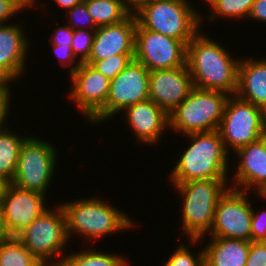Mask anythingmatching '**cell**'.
<instances>
[{"mask_svg": "<svg viewBox=\"0 0 266 266\" xmlns=\"http://www.w3.org/2000/svg\"><path fill=\"white\" fill-rule=\"evenodd\" d=\"M214 39L199 31L187 44L186 64L193 86L234 95L237 91L240 56L236 59Z\"/></svg>", "mask_w": 266, "mask_h": 266, "instance_id": "1", "label": "cell"}, {"mask_svg": "<svg viewBox=\"0 0 266 266\" xmlns=\"http://www.w3.org/2000/svg\"><path fill=\"white\" fill-rule=\"evenodd\" d=\"M188 147L181 152L170 172L171 183L187 181L228 179L230 155L218 130L184 135Z\"/></svg>", "mask_w": 266, "mask_h": 266, "instance_id": "2", "label": "cell"}, {"mask_svg": "<svg viewBox=\"0 0 266 266\" xmlns=\"http://www.w3.org/2000/svg\"><path fill=\"white\" fill-rule=\"evenodd\" d=\"M100 198L91 196L59 203L65 214L69 239L75 234L95 242L113 233L132 230L137 224L127 213Z\"/></svg>", "mask_w": 266, "mask_h": 266, "instance_id": "3", "label": "cell"}, {"mask_svg": "<svg viewBox=\"0 0 266 266\" xmlns=\"http://www.w3.org/2000/svg\"><path fill=\"white\" fill-rule=\"evenodd\" d=\"M229 180L212 179L171 183V186L177 190L174 192L183 198L181 200L183 209L180 210L182 211L180 215L182 216V233L178 235L179 239L184 233L187 239L196 246L209 234L218 200L230 187Z\"/></svg>", "mask_w": 266, "mask_h": 266, "instance_id": "4", "label": "cell"}, {"mask_svg": "<svg viewBox=\"0 0 266 266\" xmlns=\"http://www.w3.org/2000/svg\"><path fill=\"white\" fill-rule=\"evenodd\" d=\"M192 3L188 0L152 1L145 4L135 17L142 28L181 40L187 45L202 28L205 17Z\"/></svg>", "mask_w": 266, "mask_h": 266, "instance_id": "5", "label": "cell"}, {"mask_svg": "<svg viewBox=\"0 0 266 266\" xmlns=\"http://www.w3.org/2000/svg\"><path fill=\"white\" fill-rule=\"evenodd\" d=\"M229 94L193 88L169 114V130L182 135L218 130Z\"/></svg>", "mask_w": 266, "mask_h": 266, "instance_id": "6", "label": "cell"}, {"mask_svg": "<svg viewBox=\"0 0 266 266\" xmlns=\"http://www.w3.org/2000/svg\"><path fill=\"white\" fill-rule=\"evenodd\" d=\"M16 237L43 264L61 263L70 239L60 204L48 208Z\"/></svg>", "mask_w": 266, "mask_h": 266, "instance_id": "7", "label": "cell"}, {"mask_svg": "<svg viewBox=\"0 0 266 266\" xmlns=\"http://www.w3.org/2000/svg\"><path fill=\"white\" fill-rule=\"evenodd\" d=\"M37 137L27 135L23 141L14 179L11 183L21 189L37 191L46 195L55 178L59 152L51 142Z\"/></svg>", "mask_w": 266, "mask_h": 266, "instance_id": "8", "label": "cell"}, {"mask_svg": "<svg viewBox=\"0 0 266 266\" xmlns=\"http://www.w3.org/2000/svg\"><path fill=\"white\" fill-rule=\"evenodd\" d=\"M265 127L266 112L263 109L236 94L229 96L218 127L228 153L233 150L235 153L239 148L259 140Z\"/></svg>", "mask_w": 266, "mask_h": 266, "instance_id": "9", "label": "cell"}, {"mask_svg": "<svg viewBox=\"0 0 266 266\" xmlns=\"http://www.w3.org/2000/svg\"><path fill=\"white\" fill-rule=\"evenodd\" d=\"M149 73L142 63L133 59L110 80L105 106L88 123L101 124L119 115L126 107L149 99Z\"/></svg>", "mask_w": 266, "mask_h": 266, "instance_id": "10", "label": "cell"}, {"mask_svg": "<svg viewBox=\"0 0 266 266\" xmlns=\"http://www.w3.org/2000/svg\"><path fill=\"white\" fill-rule=\"evenodd\" d=\"M186 55L187 45L183 41L142 28L137 23L134 60L149 71L186 66Z\"/></svg>", "mask_w": 266, "mask_h": 266, "instance_id": "11", "label": "cell"}, {"mask_svg": "<svg viewBox=\"0 0 266 266\" xmlns=\"http://www.w3.org/2000/svg\"><path fill=\"white\" fill-rule=\"evenodd\" d=\"M249 192L229 187L220 197L208 237L251 241L252 202Z\"/></svg>", "mask_w": 266, "mask_h": 266, "instance_id": "12", "label": "cell"}, {"mask_svg": "<svg viewBox=\"0 0 266 266\" xmlns=\"http://www.w3.org/2000/svg\"><path fill=\"white\" fill-rule=\"evenodd\" d=\"M69 75L72 85L67 96L89 122L105 106L110 80L86 62Z\"/></svg>", "mask_w": 266, "mask_h": 266, "instance_id": "13", "label": "cell"}, {"mask_svg": "<svg viewBox=\"0 0 266 266\" xmlns=\"http://www.w3.org/2000/svg\"><path fill=\"white\" fill-rule=\"evenodd\" d=\"M46 197L40 192L21 189L10 183L0 205L12 236H17L49 208Z\"/></svg>", "mask_w": 266, "mask_h": 266, "instance_id": "14", "label": "cell"}, {"mask_svg": "<svg viewBox=\"0 0 266 266\" xmlns=\"http://www.w3.org/2000/svg\"><path fill=\"white\" fill-rule=\"evenodd\" d=\"M194 88L189 69L178 68L152 70L149 73V99L168 115L189 95Z\"/></svg>", "mask_w": 266, "mask_h": 266, "instance_id": "15", "label": "cell"}, {"mask_svg": "<svg viewBox=\"0 0 266 266\" xmlns=\"http://www.w3.org/2000/svg\"><path fill=\"white\" fill-rule=\"evenodd\" d=\"M122 113L124 123L134 132L136 141L143 145L162 142L160 139L169 131V115L150 99L128 106Z\"/></svg>", "mask_w": 266, "mask_h": 266, "instance_id": "16", "label": "cell"}, {"mask_svg": "<svg viewBox=\"0 0 266 266\" xmlns=\"http://www.w3.org/2000/svg\"><path fill=\"white\" fill-rule=\"evenodd\" d=\"M235 154L238 164L230 178V187L249 191L258 197L266 190V148L261 139L239 148ZM252 191V192H251Z\"/></svg>", "mask_w": 266, "mask_h": 266, "instance_id": "17", "label": "cell"}, {"mask_svg": "<svg viewBox=\"0 0 266 266\" xmlns=\"http://www.w3.org/2000/svg\"><path fill=\"white\" fill-rule=\"evenodd\" d=\"M14 22L0 24V78L9 83L24 76L29 53V38L26 29ZM28 38V39H27Z\"/></svg>", "mask_w": 266, "mask_h": 266, "instance_id": "18", "label": "cell"}, {"mask_svg": "<svg viewBox=\"0 0 266 266\" xmlns=\"http://www.w3.org/2000/svg\"><path fill=\"white\" fill-rule=\"evenodd\" d=\"M136 25L135 14H130L120 23L98 27L85 62L104 60L116 54H134Z\"/></svg>", "mask_w": 266, "mask_h": 266, "instance_id": "19", "label": "cell"}, {"mask_svg": "<svg viewBox=\"0 0 266 266\" xmlns=\"http://www.w3.org/2000/svg\"><path fill=\"white\" fill-rule=\"evenodd\" d=\"M262 58H240L236 95L266 112V58Z\"/></svg>", "mask_w": 266, "mask_h": 266, "instance_id": "20", "label": "cell"}, {"mask_svg": "<svg viewBox=\"0 0 266 266\" xmlns=\"http://www.w3.org/2000/svg\"><path fill=\"white\" fill-rule=\"evenodd\" d=\"M249 248L247 240L211 237L204 246V266H245Z\"/></svg>", "mask_w": 266, "mask_h": 266, "instance_id": "21", "label": "cell"}, {"mask_svg": "<svg viewBox=\"0 0 266 266\" xmlns=\"http://www.w3.org/2000/svg\"><path fill=\"white\" fill-rule=\"evenodd\" d=\"M0 126V175L12 182L14 179L19 151L27 136H20L18 132ZM15 131V132H13Z\"/></svg>", "mask_w": 266, "mask_h": 266, "instance_id": "22", "label": "cell"}, {"mask_svg": "<svg viewBox=\"0 0 266 266\" xmlns=\"http://www.w3.org/2000/svg\"><path fill=\"white\" fill-rule=\"evenodd\" d=\"M68 254V255H67ZM65 254L61 264L63 266H130L128 257L121 254L98 251L85 248ZM124 257V258H123Z\"/></svg>", "mask_w": 266, "mask_h": 266, "instance_id": "23", "label": "cell"}, {"mask_svg": "<svg viewBox=\"0 0 266 266\" xmlns=\"http://www.w3.org/2000/svg\"><path fill=\"white\" fill-rule=\"evenodd\" d=\"M90 16L97 27L113 25L125 20L130 13L121 1L84 0Z\"/></svg>", "mask_w": 266, "mask_h": 266, "instance_id": "24", "label": "cell"}, {"mask_svg": "<svg viewBox=\"0 0 266 266\" xmlns=\"http://www.w3.org/2000/svg\"><path fill=\"white\" fill-rule=\"evenodd\" d=\"M204 3L211 6L207 8L211 12L207 18L209 22H214L218 17L221 19L225 17L227 20L234 18L236 21V19H248L254 0H205Z\"/></svg>", "mask_w": 266, "mask_h": 266, "instance_id": "25", "label": "cell"}, {"mask_svg": "<svg viewBox=\"0 0 266 266\" xmlns=\"http://www.w3.org/2000/svg\"><path fill=\"white\" fill-rule=\"evenodd\" d=\"M42 264L16 236L0 243V266H41Z\"/></svg>", "mask_w": 266, "mask_h": 266, "instance_id": "26", "label": "cell"}, {"mask_svg": "<svg viewBox=\"0 0 266 266\" xmlns=\"http://www.w3.org/2000/svg\"><path fill=\"white\" fill-rule=\"evenodd\" d=\"M188 246L186 242L179 244L161 266H204V248L200 247L199 253L193 255Z\"/></svg>", "mask_w": 266, "mask_h": 266, "instance_id": "27", "label": "cell"}, {"mask_svg": "<svg viewBox=\"0 0 266 266\" xmlns=\"http://www.w3.org/2000/svg\"><path fill=\"white\" fill-rule=\"evenodd\" d=\"M134 54H116L96 62H86L109 80L114 79L132 60Z\"/></svg>", "mask_w": 266, "mask_h": 266, "instance_id": "28", "label": "cell"}, {"mask_svg": "<svg viewBox=\"0 0 266 266\" xmlns=\"http://www.w3.org/2000/svg\"><path fill=\"white\" fill-rule=\"evenodd\" d=\"M96 30L78 29L74 30L72 39V51L79 61L85 62L90 55Z\"/></svg>", "mask_w": 266, "mask_h": 266, "instance_id": "29", "label": "cell"}, {"mask_svg": "<svg viewBox=\"0 0 266 266\" xmlns=\"http://www.w3.org/2000/svg\"><path fill=\"white\" fill-rule=\"evenodd\" d=\"M65 13V15H67L66 18L68 17V20L70 19L68 21V26H70L73 30H96L98 28L89 14L84 0Z\"/></svg>", "mask_w": 266, "mask_h": 266, "instance_id": "30", "label": "cell"}, {"mask_svg": "<svg viewBox=\"0 0 266 266\" xmlns=\"http://www.w3.org/2000/svg\"><path fill=\"white\" fill-rule=\"evenodd\" d=\"M32 8L27 0H0V24L12 23L11 18ZM22 11V12H21Z\"/></svg>", "mask_w": 266, "mask_h": 266, "instance_id": "31", "label": "cell"}, {"mask_svg": "<svg viewBox=\"0 0 266 266\" xmlns=\"http://www.w3.org/2000/svg\"><path fill=\"white\" fill-rule=\"evenodd\" d=\"M51 47L53 48L52 52L55 53V57L58 58V62L61 64L60 66L63 68H67V66L69 65L68 71L70 72V74L73 73L79 67L81 62L74 56L72 47L70 45L63 46L51 44Z\"/></svg>", "mask_w": 266, "mask_h": 266, "instance_id": "32", "label": "cell"}, {"mask_svg": "<svg viewBox=\"0 0 266 266\" xmlns=\"http://www.w3.org/2000/svg\"><path fill=\"white\" fill-rule=\"evenodd\" d=\"M251 241H266V210H254L252 207Z\"/></svg>", "mask_w": 266, "mask_h": 266, "instance_id": "33", "label": "cell"}, {"mask_svg": "<svg viewBox=\"0 0 266 266\" xmlns=\"http://www.w3.org/2000/svg\"><path fill=\"white\" fill-rule=\"evenodd\" d=\"M11 84L5 79L0 78V126L7 123L10 113V101L13 93ZM12 93V94H11Z\"/></svg>", "mask_w": 266, "mask_h": 266, "instance_id": "34", "label": "cell"}, {"mask_svg": "<svg viewBox=\"0 0 266 266\" xmlns=\"http://www.w3.org/2000/svg\"><path fill=\"white\" fill-rule=\"evenodd\" d=\"M245 266H266V241H250Z\"/></svg>", "mask_w": 266, "mask_h": 266, "instance_id": "35", "label": "cell"}, {"mask_svg": "<svg viewBox=\"0 0 266 266\" xmlns=\"http://www.w3.org/2000/svg\"><path fill=\"white\" fill-rule=\"evenodd\" d=\"M74 30L66 24L65 26H58L54 28V32L50 35V43L56 45H72Z\"/></svg>", "mask_w": 266, "mask_h": 266, "instance_id": "36", "label": "cell"}, {"mask_svg": "<svg viewBox=\"0 0 266 266\" xmlns=\"http://www.w3.org/2000/svg\"><path fill=\"white\" fill-rule=\"evenodd\" d=\"M256 22H266V0H254L249 18Z\"/></svg>", "mask_w": 266, "mask_h": 266, "instance_id": "37", "label": "cell"}, {"mask_svg": "<svg viewBox=\"0 0 266 266\" xmlns=\"http://www.w3.org/2000/svg\"><path fill=\"white\" fill-rule=\"evenodd\" d=\"M121 3L130 14H136L149 0H121Z\"/></svg>", "mask_w": 266, "mask_h": 266, "instance_id": "38", "label": "cell"}, {"mask_svg": "<svg viewBox=\"0 0 266 266\" xmlns=\"http://www.w3.org/2000/svg\"><path fill=\"white\" fill-rule=\"evenodd\" d=\"M13 236L8 230L4 218V213L2 211L1 205H0V243L5 242L9 239H11Z\"/></svg>", "mask_w": 266, "mask_h": 266, "instance_id": "39", "label": "cell"}, {"mask_svg": "<svg viewBox=\"0 0 266 266\" xmlns=\"http://www.w3.org/2000/svg\"><path fill=\"white\" fill-rule=\"evenodd\" d=\"M81 1L83 0H53L52 2H56L59 7H62V10L65 9V11L67 12L69 9L79 4Z\"/></svg>", "mask_w": 266, "mask_h": 266, "instance_id": "40", "label": "cell"}, {"mask_svg": "<svg viewBox=\"0 0 266 266\" xmlns=\"http://www.w3.org/2000/svg\"><path fill=\"white\" fill-rule=\"evenodd\" d=\"M10 181H8L5 177L0 175V201L5 194L7 187L10 185Z\"/></svg>", "mask_w": 266, "mask_h": 266, "instance_id": "41", "label": "cell"}, {"mask_svg": "<svg viewBox=\"0 0 266 266\" xmlns=\"http://www.w3.org/2000/svg\"><path fill=\"white\" fill-rule=\"evenodd\" d=\"M260 139L262 140V142L266 148V127H265L264 131L262 132Z\"/></svg>", "mask_w": 266, "mask_h": 266, "instance_id": "42", "label": "cell"}, {"mask_svg": "<svg viewBox=\"0 0 266 266\" xmlns=\"http://www.w3.org/2000/svg\"><path fill=\"white\" fill-rule=\"evenodd\" d=\"M41 266H63L61 263H45L42 264Z\"/></svg>", "mask_w": 266, "mask_h": 266, "instance_id": "43", "label": "cell"}, {"mask_svg": "<svg viewBox=\"0 0 266 266\" xmlns=\"http://www.w3.org/2000/svg\"><path fill=\"white\" fill-rule=\"evenodd\" d=\"M27 2H28V4L31 6V7H33V6H35V7H37L36 5L38 4L37 2V0H27ZM36 4V5H35Z\"/></svg>", "mask_w": 266, "mask_h": 266, "instance_id": "44", "label": "cell"}, {"mask_svg": "<svg viewBox=\"0 0 266 266\" xmlns=\"http://www.w3.org/2000/svg\"><path fill=\"white\" fill-rule=\"evenodd\" d=\"M260 198H263V200L265 199L266 200V190L261 194V195H258Z\"/></svg>", "mask_w": 266, "mask_h": 266, "instance_id": "45", "label": "cell"}]
</instances>
